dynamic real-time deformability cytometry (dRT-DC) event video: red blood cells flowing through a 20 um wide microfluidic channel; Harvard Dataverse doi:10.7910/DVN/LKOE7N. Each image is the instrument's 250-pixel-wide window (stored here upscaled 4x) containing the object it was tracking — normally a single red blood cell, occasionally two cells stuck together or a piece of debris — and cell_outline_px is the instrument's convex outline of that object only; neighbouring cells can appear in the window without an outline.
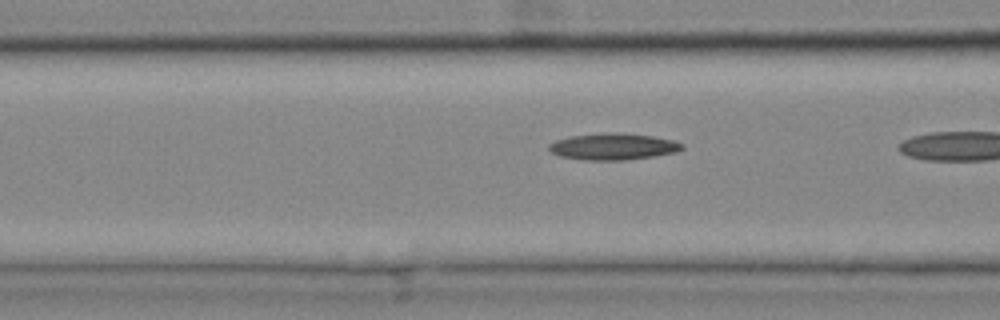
{"species": "common noctule bat (a hibernating species)", "species_latin": "Nyctalus noctula", "temperature_condition": "cold", "stored_images_in_passage": 19, "segment_of_instrument_passage": [2, 2], "camera_frame_rate_fps": 3000, "um_per_image_px": 0.085, "animal": {"sex": "female", "body_mass_g": 25.1}, "frame": {"image": 1, "passage_image": 11, "time_ms": 3.333, "image_size_px": [1000, 320], "cell_outline_px": [[684, 148], [676, 152], [652, 156], [624, 160], [584, 160], [560, 156], [552, 152], [548, 148], [548, 144], [556, 140], [568, 136], [604, 132], [620, 132], [652, 136], [672, 140], [684, 144]], "centroid_in_image_um": [52.09, 12.44], "position_along_channel_um": 114.5, "area_um2": 20.69}}